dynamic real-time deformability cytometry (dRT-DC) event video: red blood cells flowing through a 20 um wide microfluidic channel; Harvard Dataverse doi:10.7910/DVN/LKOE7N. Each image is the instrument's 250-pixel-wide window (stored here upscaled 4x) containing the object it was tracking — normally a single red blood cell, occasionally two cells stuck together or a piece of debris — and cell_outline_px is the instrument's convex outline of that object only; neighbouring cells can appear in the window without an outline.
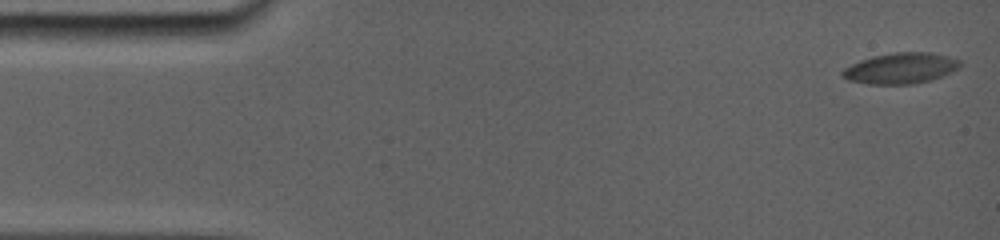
{"species": "common noctule bat (a hibernating species)", "species_latin": "Nyctalus noctula", "temperature_condition": "room temperature", "stored_images_in_passage": 20, "camera_frame_rate_fps": 5000, "um_per_image_px": 0.085, "animal": {"sex": "female", "body_mass_g": 19.0, "forearm_length_mm": 56.7}, "frame": {"image": 1, "passage_image": 1, "time_ms": 0.0, "image_size_px": [1000, 240], "cell_outline_px": [[960, 68], [940, 76], [928, 80], [912, 84], [868, 84], [848, 80], [840, 76], [840, 72], [844, 68], [860, 60], [872, 56], [896, 52], [932, 52], [948, 56], [960, 60]], "centroid_in_image_um": [76.52, 5.79], "position_along_channel_um": 8.5, "area_um2": 21.1}}
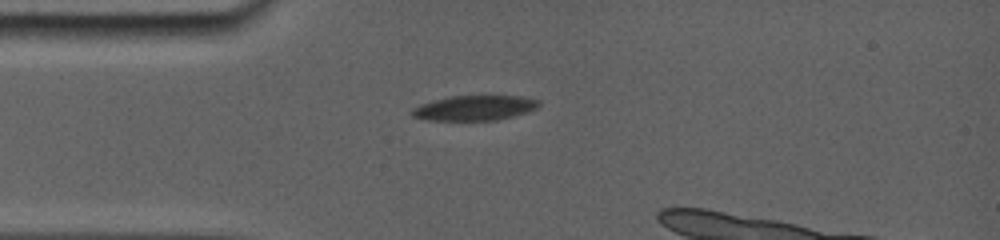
{"frame": {"image": 2, "passage_image": 14, "time_ms": 4.0, "image_size_px": [1000, 240], "cell_outline_px": [[540, 104], [536, 108], [524, 112], [496, 120], [428, 120], [412, 116], [412, 108], [420, 104], [432, 100], [448, 96], [484, 92], [520, 96], [540, 100]], "centroid_in_image_um": [40.34, 9.1], "position_along_channel_um": 44.7, "area_um2": 19.31}}
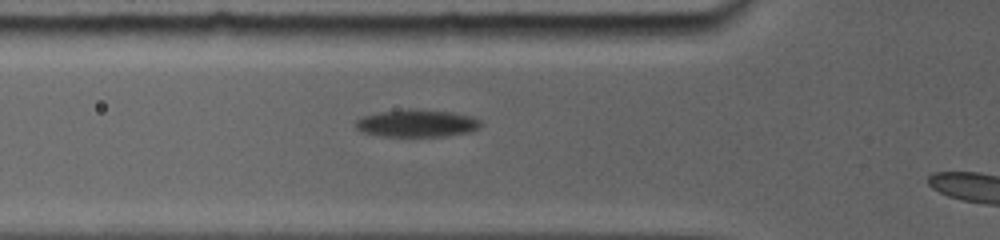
{"frame": {"image": 3, "passage_image": 20, "time_ms": 5.6, "image_size_px": [1000, 240], "cell_outline_px": [[480, 124], [476, 128], [464, 132], [440, 136], [392, 136], [368, 132], [356, 128], [356, 120], [364, 116], [384, 112], [408, 108], [452, 112], [472, 116], [480, 120]], "centroid_in_image_um": [35.45, 10.45], "position_along_channel_um": 90.3, "area_um2": 19.19}}